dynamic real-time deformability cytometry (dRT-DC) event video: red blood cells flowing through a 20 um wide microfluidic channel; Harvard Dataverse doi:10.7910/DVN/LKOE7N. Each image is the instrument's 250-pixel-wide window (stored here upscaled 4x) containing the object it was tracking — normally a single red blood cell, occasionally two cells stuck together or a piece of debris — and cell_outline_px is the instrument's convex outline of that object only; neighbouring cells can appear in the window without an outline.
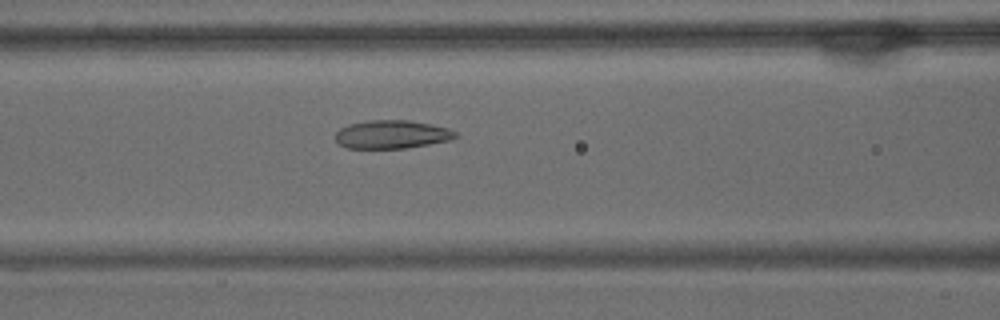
{"species": "common noctule bat (a hibernating species)", "species_latin": "Nyctalus noctula", "temperature_condition": "warm", "stored_images_in_passage": 56, "camera_frame_rate_fps": 3000, "um_per_image_px": 0.085, "animal": {"sex": "male", "body_mass_g": 15.6}, "frame": {"image": 1, "passage_image": 23, "time_ms": 7.333, "image_size_px": [1000, 320], "cell_outline_px": [[456, 136], [452, 140], [404, 148], [348, 148], [340, 144], [336, 140], [336, 132], [340, 128], [348, 124], [368, 120], [408, 120], [432, 124], [448, 128], [456, 132]], "centroid_in_image_um": [33.31, 11.41], "position_along_channel_um": 133.3, "area_um2": 19.77}}
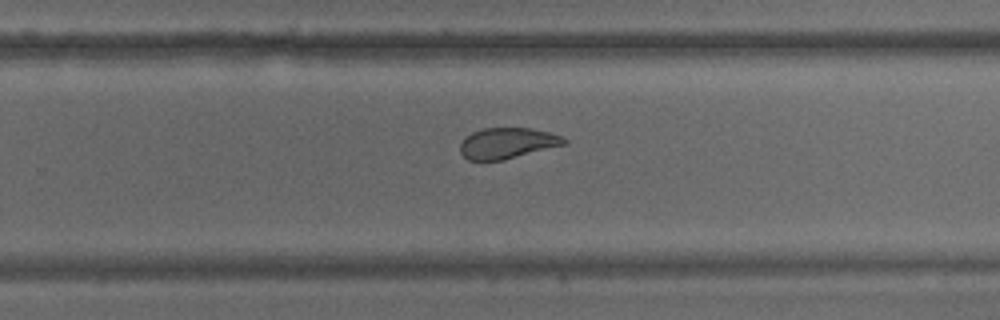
{"frame": {"image": 2, "passage_image": 36, "time_ms": 11.667, "image_size_px": [1000, 320], "cell_outline_px": [[568, 144], [504, 160], [468, 160], [460, 152], [460, 144], [464, 136], [472, 132], [484, 128], [532, 128], [548, 132], [560, 136], [568, 140]], "centroid_in_image_um": [43.13, 12.17], "position_along_channel_um": 286.7, "area_um2": 18.84}}
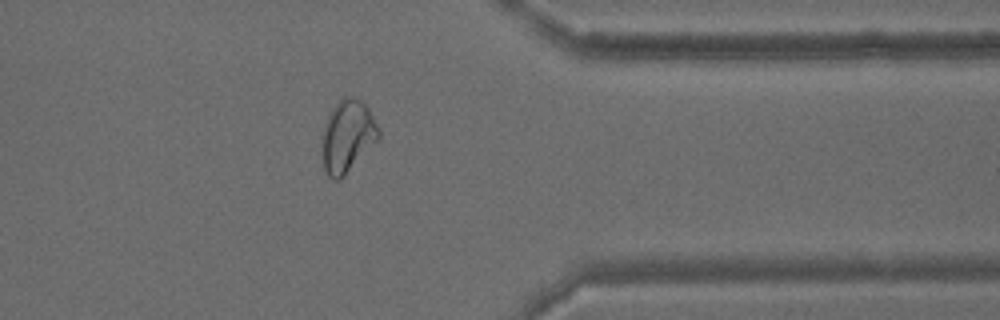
{"frame": {"image": 3, "passage_image": 45, "time_ms": 14.667, "image_size_px": [1000, 320], "cell_outline_px": [[380, 136], [344, 176], [340, 180], [336, 180], [328, 176], [324, 168], [320, 136], [324, 124], [332, 108], [344, 96], [356, 96], [368, 108], [380, 132]], "centroid_in_image_um": [29.49, 11.56], "position_along_channel_um": 381.9, "area_um2": 23.7}, "authors_computed_cell_mechanics": {"area_um2": 23.3223, "velocity_mm_per_s": 3.5453, "shape_relaxation_time_tau1_ms": null, "shape_relaxation_time_tau2_ms": 1.5712, "deformation_change_tau1": null, "deformation_change_tau2": 0.0796}}